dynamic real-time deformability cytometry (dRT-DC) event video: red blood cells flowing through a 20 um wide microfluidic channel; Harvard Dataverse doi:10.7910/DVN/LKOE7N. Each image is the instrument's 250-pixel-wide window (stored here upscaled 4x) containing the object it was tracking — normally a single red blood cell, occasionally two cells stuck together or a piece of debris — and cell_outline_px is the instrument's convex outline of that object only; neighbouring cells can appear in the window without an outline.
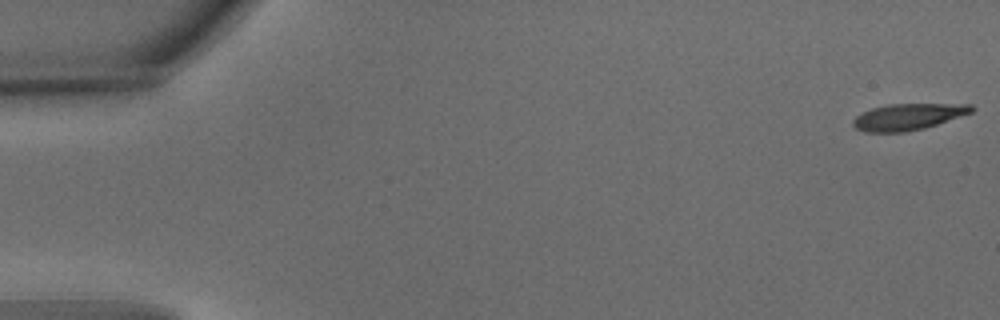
{"species": "common noctule bat (a hibernating species)", "species_latin": "Nyctalus noctula", "temperature_condition": "warm", "stored_images_in_passage": 8, "camera_frame_rate_fps": 3000, "um_per_image_px": 0.085, "animal": {"sex": "male", "body_mass_g": 15.6}, "frame": {"image": 1, "passage_image": 1, "time_ms": 0.0, "image_size_px": [1000, 320], "cell_outline_px": [[976, 108], [972, 112], [924, 128], [904, 132], [864, 132], [856, 128], [852, 124], [852, 120], [856, 116], [872, 108], [888, 104], [972, 104]], "centroid_in_image_um": [77.18, 9.92], "position_along_channel_um": 7.8, "area_um2": 18.09}}
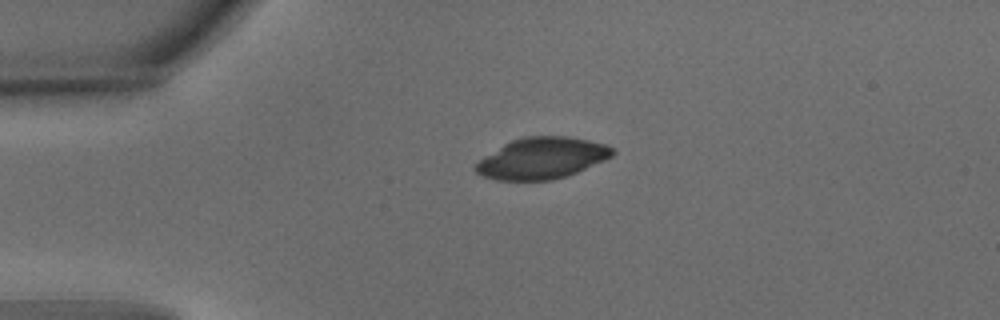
{"frame": {"image": 2, "passage_image": 8, "time_ms": 2.333, "image_size_px": [1000, 320], "cell_outline_px": [[616, 152], [612, 156], [604, 160], [576, 172], [552, 180], [496, 180], [484, 176], [476, 172], [476, 164], [484, 156], [504, 144], [512, 140], [524, 136], [568, 136], [588, 140], [604, 144], [612, 148]], "centroid_in_image_um": [46.06, 13.44], "position_along_channel_um": 38.9, "area_um2": 32.54}}